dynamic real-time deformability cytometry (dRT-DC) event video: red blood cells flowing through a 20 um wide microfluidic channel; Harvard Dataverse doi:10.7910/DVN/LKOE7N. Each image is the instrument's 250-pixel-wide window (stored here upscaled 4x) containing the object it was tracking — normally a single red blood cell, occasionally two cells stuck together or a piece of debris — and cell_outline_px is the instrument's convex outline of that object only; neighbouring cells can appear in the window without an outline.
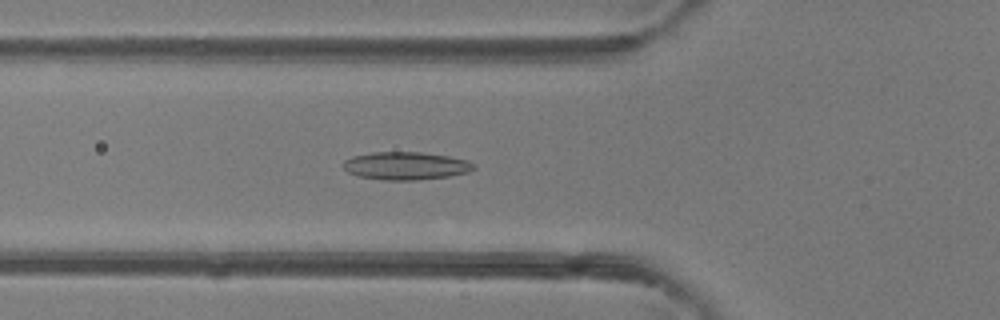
{"species": "common noctule bat (a hibernating species)", "species_latin": "Nyctalus noctula", "temperature_condition": "room temperature", "stored_images_in_passage": 34, "camera_frame_rate_fps": 3000, "um_per_image_px": 0.085, "animal": {"sex": "female"}, "frame": {"image": 1, "passage_image": 3, "time_ms": 0.667, "image_size_px": [1000, 320], "cell_outline_px": [[476, 168], [468, 172], [448, 176], [420, 180], [384, 180], [360, 176], [348, 172], [340, 164], [344, 160], [352, 156], [372, 152], [420, 152], [448, 156], [468, 160]], "centroid_in_image_um": [34.46, 14.09], "position_along_channel_um": 91.3, "area_um2": 21.21}}
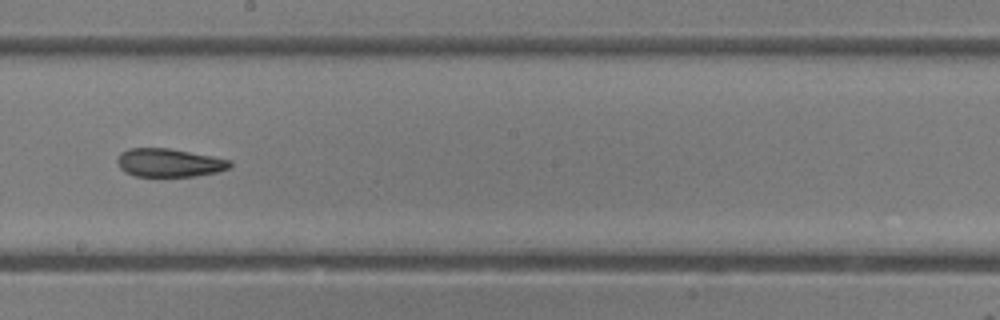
{"frame": {"image": 2, "passage_image": 13, "time_ms": 4.0, "image_size_px": [1000, 320], "cell_outline_px": [[232, 164], [228, 168], [216, 172], [196, 176], [136, 176], [124, 172], [120, 168], [116, 160], [120, 152], [128, 148], [168, 148], [212, 156], [232, 160]], "centroid_in_image_um": [14.35, 13.83], "position_along_channel_um": 233.8, "area_um2": 18.61}}
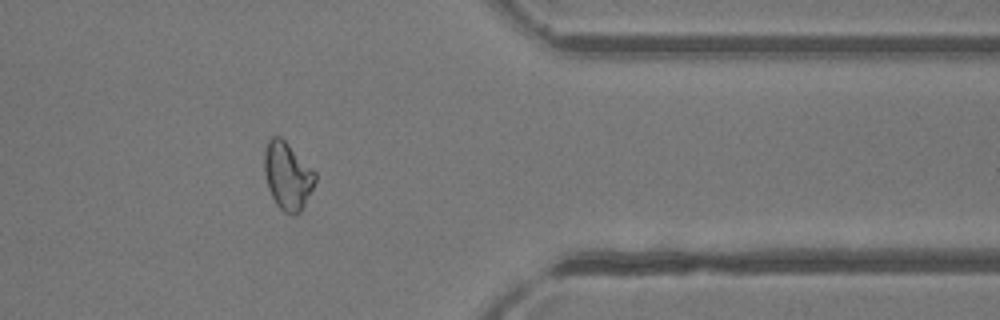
{"frame": {"image": 3, "passage_image": 25, "time_ms": 8.0, "image_size_px": [1000, 320], "cell_outline_px": [[316, 180], [300, 212], [296, 216], [284, 212], [276, 204], [268, 188], [264, 172], [264, 152], [268, 140], [272, 136], [280, 136], [316, 172]], "centroid_in_image_um": [24.42, 14.95], "position_along_channel_um": 387.0, "area_um2": 19.83}, "authors_computed_cell_mechanics": {"area_um2": 19.7965, "velocity_mm_per_s": 4.2544, "shape_relaxation_time_tau1_ms": null, "shape_relaxation_time_tau2_ms": 3.8227, "deformation_change_tau1": null, "deformation_change_tau2": 0.1144}}